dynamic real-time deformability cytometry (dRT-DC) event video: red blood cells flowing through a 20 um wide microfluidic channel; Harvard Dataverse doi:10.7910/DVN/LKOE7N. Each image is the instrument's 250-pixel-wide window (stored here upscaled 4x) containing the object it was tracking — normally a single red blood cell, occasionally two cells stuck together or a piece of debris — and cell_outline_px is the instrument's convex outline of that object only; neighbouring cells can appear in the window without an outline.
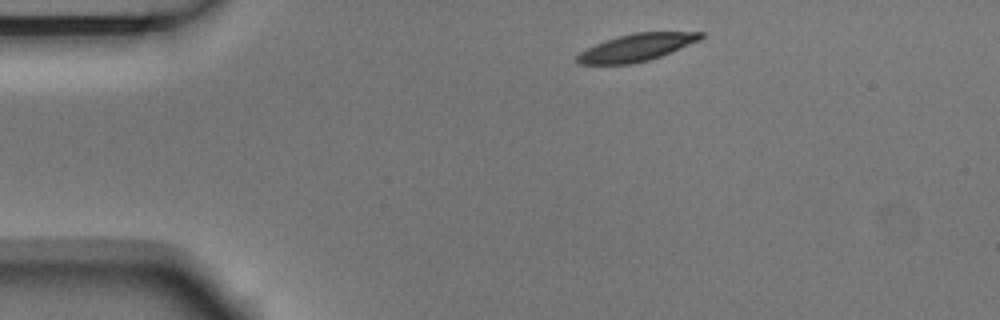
{"species": "Egyptian fruit bat (a non-hibernating species)", "species_latin": "Rousettus aegyptiacus", "temperature_condition": "room temperature", "stored_images_in_passage": 9, "camera_frame_rate_fps": 3000, "um_per_image_px": 0.085, "animal": {"sex": "male"}, "frame": {"image": 1, "passage_image": 1, "time_ms": 0.0, "image_size_px": [1000, 320], "cell_outline_px": [[704, 36], [700, 40], [660, 56], [648, 60], [632, 64], [576, 64], [576, 56], [580, 52], [604, 40], [616, 36], [632, 32], [704, 32]], "centroid_in_image_um": [54.08, 4.03], "position_along_channel_um": 30.9, "area_um2": 19.65}}
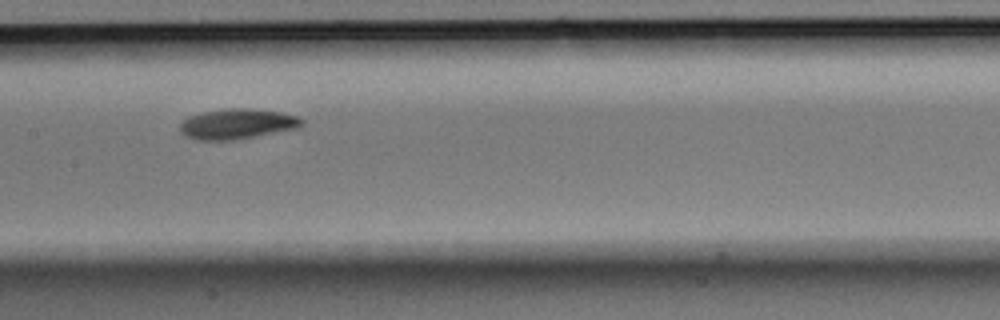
{"frame": {"image": 2, "passage_image": 6, "time_ms": 1.667, "image_size_px": [1000, 320], "cell_outline_px": [[304, 124], [296, 128], [236, 140], [196, 140], [180, 132], [180, 124], [188, 116], [200, 112], [228, 108], [248, 108], [280, 112], [300, 116], [304, 120]], "centroid_in_image_um": [20.16, 10.52], "position_along_channel_um": 187.2, "area_um2": 21.56}}
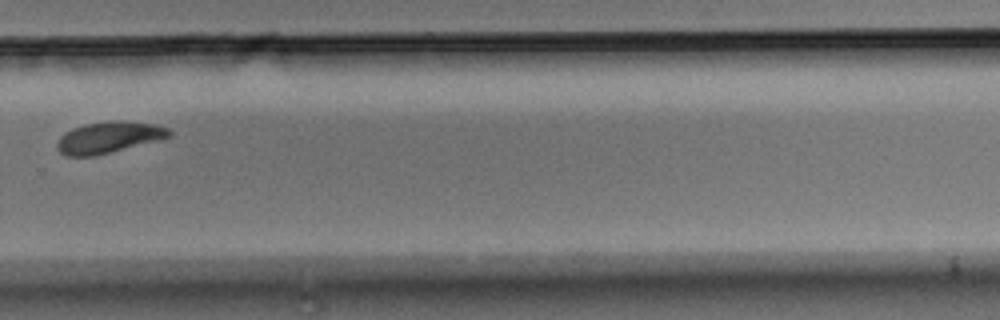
{"frame": {"image": 3, "passage_image": 9, "time_ms": 2.667, "image_size_px": [1000, 320], "cell_outline_px": [[172, 136], [160, 140], [92, 156], [68, 156], [60, 152], [56, 148], [56, 144], [60, 136], [64, 132], [72, 128], [84, 124], [108, 120], [120, 120], [156, 124], [168, 128], [172, 132]], "centroid_in_image_um": [9.25, 11.66], "position_along_channel_um": 320.6, "area_um2": 20.63}}